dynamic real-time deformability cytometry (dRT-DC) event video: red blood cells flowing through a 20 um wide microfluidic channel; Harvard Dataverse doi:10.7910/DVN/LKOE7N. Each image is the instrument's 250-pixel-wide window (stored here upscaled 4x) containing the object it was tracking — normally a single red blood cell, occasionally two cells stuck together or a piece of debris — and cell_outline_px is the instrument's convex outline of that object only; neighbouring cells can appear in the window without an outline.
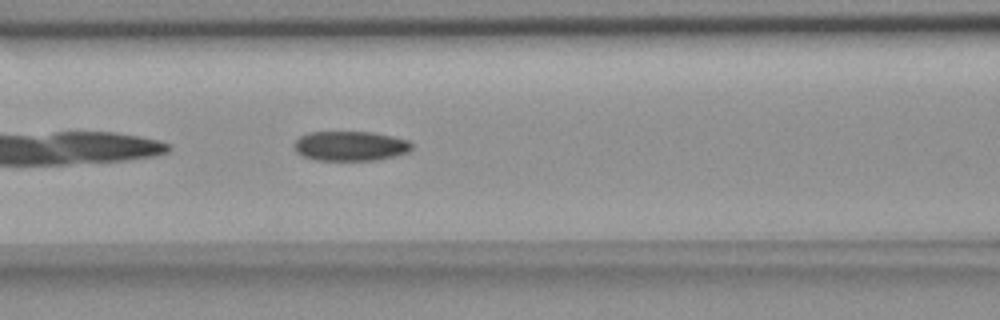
{"species": "common noctule bat (a hibernating species)", "species_latin": "Nyctalus noctula", "temperature_condition": "room temperature", "stored_images_in_passage": 39, "camera_frame_rate_fps": 3000, "um_per_image_px": 0.085, "animal": {"sex": "female", "body_mass_g": 18.4}, "frame": {"image": 1, "passage_image": 7, "time_ms": 2.0, "image_size_px": [1000, 320], "cell_outline_px": [[412, 148], [408, 152], [376, 160], [316, 160], [304, 156], [296, 152], [292, 148], [292, 144], [300, 136], [308, 132], [372, 132], [392, 136], [408, 140], [412, 144]], "centroid_in_image_um": [29.73, 12.4], "position_along_channel_um": 136.9, "area_um2": 20.4}}
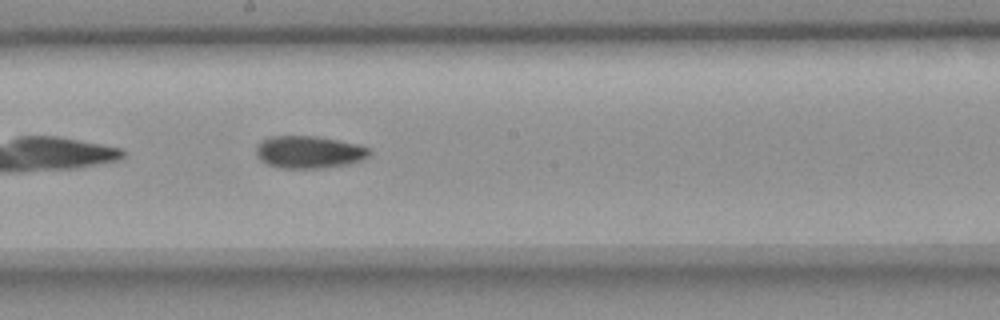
{"frame": {"image": 2, "passage_image": 14, "time_ms": 4.333, "image_size_px": [1000, 320], "cell_outline_px": [[372, 152], [368, 156], [360, 160], [348, 164], [324, 168], [284, 168], [268, 164], [260, 160], [256, 152], [256, 144], [260, 140], [272, 136], [316, 136], [356, 144], [368, 148]], "centroid_in_image_um": [26.23, 12.92], "position_along_channel_um": 222.0, "area_um2": 21.27}}
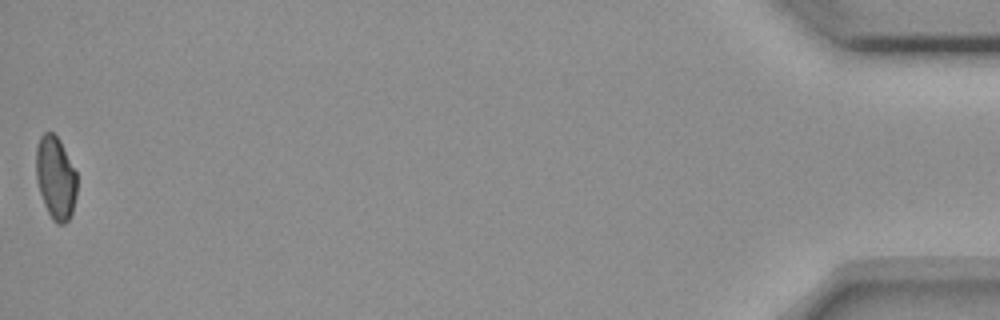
{"frame": {"image": 3, "passage_image": 39, "time_ms": 12.667, "image_size_px": [1000, 320], "cell_outline_px": [[76, 196], [72, 212], [68, 220], [64, 224], [56, 224], [48, 212], [44, 204], [36, 180], [36, 148], [40, 136], [44, 132], [52, 132], [60, 140], [76, 172]], "centroid_in_image_um": [4.72, 15.11], "position_along_channel_um": 430.5, "area_um2": 19.71}, "authors_computed_cell_mechanics": {"area_um2": 20.6346, "velocity_mm_per_s": 3.6672, "shape_relaxation_time_tau1_ms": null, "shape_relaxation_time_tau2_ms": 6.3798, "deformation_change_tau1": null, "deformation_change_tau2": 0.1226}}